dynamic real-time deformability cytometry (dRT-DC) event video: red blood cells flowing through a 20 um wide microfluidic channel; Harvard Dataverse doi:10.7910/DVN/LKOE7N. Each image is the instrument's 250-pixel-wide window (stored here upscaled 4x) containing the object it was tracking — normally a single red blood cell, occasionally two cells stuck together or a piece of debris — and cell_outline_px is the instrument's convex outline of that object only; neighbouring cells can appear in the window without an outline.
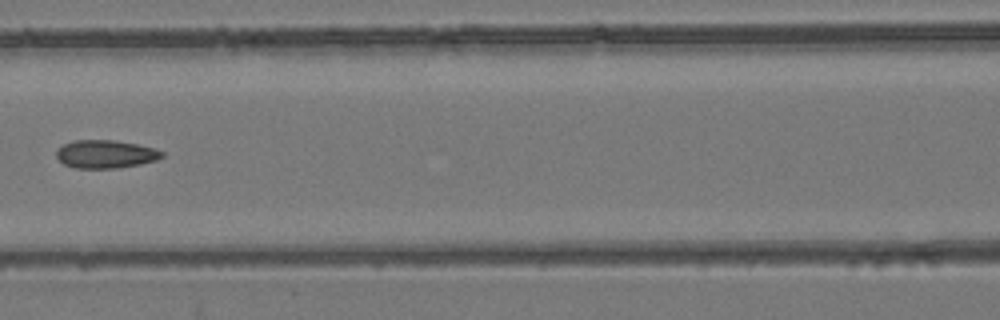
{"species": "common noctule bat (a hibernating species)", "species_latin": "Nyctalus noctula", "temperature_condition": "room temperature", "stored_images_in_passage": 8, "camera_frame_rate_fps": 3000, "um_per_image_px": 0.085, "animal": {"sex": "female", "body_mass_g": 24.6, "forearm_length_mm": 56.2}, "frame": {"image": 1, "passage_image": 8, "time_ms": 8.0, "image_size_px": [1000, 320], "cell_outline_px": [[164, 156], [156, 160], [140, 164], [116, 168], [76, 168], [64, 164], [56, 156], [56, 148], [72, 140], [116, 140], [136, 144], [152, 148], [164, 152]], "centroid_in_image_um": [8.95, 13.09], "position_along_channel_um": 157.7, "area_um2": 17.28}}